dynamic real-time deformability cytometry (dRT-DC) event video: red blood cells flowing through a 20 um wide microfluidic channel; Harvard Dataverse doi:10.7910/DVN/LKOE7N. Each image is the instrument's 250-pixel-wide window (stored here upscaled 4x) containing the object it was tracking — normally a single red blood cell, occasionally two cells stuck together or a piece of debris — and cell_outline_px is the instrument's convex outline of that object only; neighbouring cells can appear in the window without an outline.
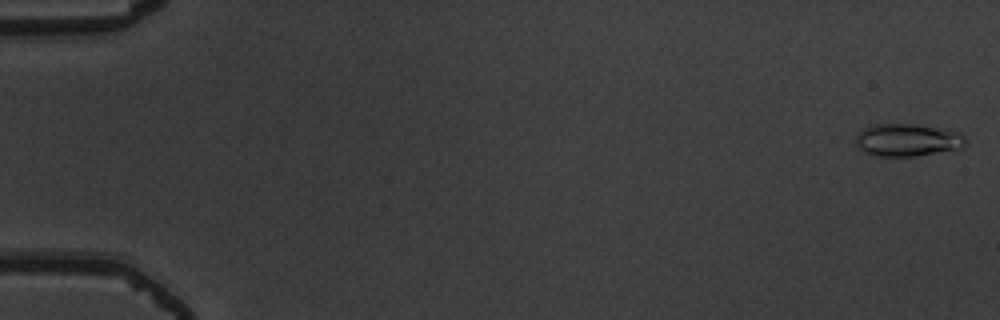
{"species": "common noctule bat (a hibernating species)", "species_latin": "Nyctalus noctula", "temperature_condition": "warm", "stored_images_in_passage": 55, "camera_frame_rate_fps": 3000, "um_per_image_px": 0.085, "animal": {"sex": "male", "body_mass_g": 19.5, "forearm_length_mm": 54.6}, "frame": {"image": 1, "passage_image": 1, "time_ms": 0.0, "image_size_px": [1000, 320], "cell_outline_px": [[964, 148], [956, 152], [912, 156], [876, 156], [860, 148], [856, 144], [856, 136], [864, 128], [876, 124], [912, 124], [960, 132], [964, 136]], "centroid_in_image_um": [77.22, 11.93], "position_along_channel_um": 7.8, "area_um2": 20.92}}
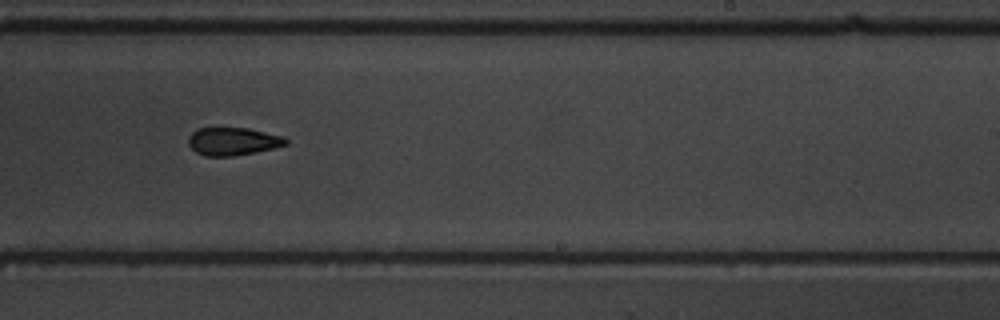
{"frame": {"image": 2, "passage_image": 35, "time_ms": 11.333, "image_size_px": [1000, 320], "cell_outline_px": [[288, 144], [256, 152], [232, 156], [204, 156], [196, 152], [188, 144], [188, 136], [196, 128], [248, 128], [284, 136], [288, 140]], "centroid_in_image_um": [19.78, 12.01], "position_along_channel_um": 269.2, "area_um2": 15.9}}
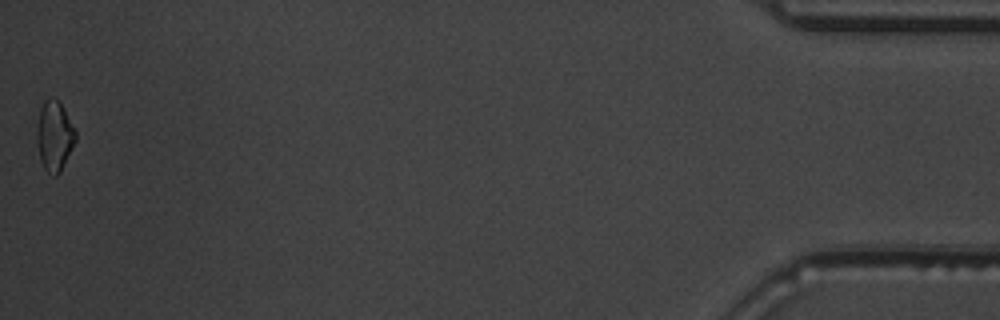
{"frame": {"image": 3, "passage_image": 55, "time_ms": 18.0, "image_size_px": [1000, 320], "cell_outline_px": [[76, 140], [60, 172], [56, 176], [52, 176], [44, 168], [40, 160], [36, 140], [36, 136], [40, 108], [44, 100], [52, 96], [64, 108], [76, 132]], "centroid_in_image_um": [4.61, 11.56], "position_along_channel_um": 430.6, "area_um2": 15.72}, "authors_computed_cell_mechanics": {"area_um2": 16.5308, "velocity_mm_per_s": 3.7537, "shape_relaxation_time_tau1_ms": 6.0943, "shape_relaxation_time_tau2_ms": 2.707, "deformation_change_tau1": 0.1356, "deformation_change_tau2": 0.0913}}